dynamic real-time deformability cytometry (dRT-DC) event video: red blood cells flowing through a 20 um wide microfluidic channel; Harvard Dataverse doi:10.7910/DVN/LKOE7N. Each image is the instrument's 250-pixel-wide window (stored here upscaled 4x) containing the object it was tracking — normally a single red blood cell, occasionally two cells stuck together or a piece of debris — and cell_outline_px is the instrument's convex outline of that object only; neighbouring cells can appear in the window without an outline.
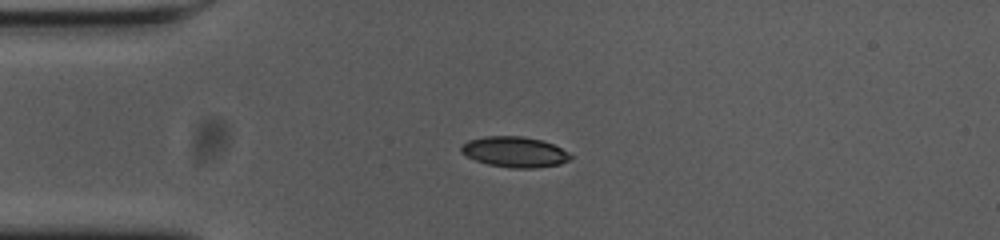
{"species": "common noctule bat (a hibernating species)", "species_latin": "Nyctalus noctula", "temperature_condition": "cold", "stored_images_in_passage": 43, "camera_frame_rate_fps": 3000, "um_per_image_px": 0.085, "animal": {"sex": "female", "body_mass_g": 23.0, "forearm_length_mm": 53.4}, "frame": {"image": 1, "passage_image": 1, "time_ms": 0.0, "image_size_px": [1000, 240], "cell_outline_px": [[572, 160], [560, 164], [536, 168], [512, 168], [488, 164], [476, 160], [460, 152], [460, 148], [468, 140], [484, 136], [520, 136], [540, 140], [552, 144], [568, 152], [572, 156]], "centroid_in_image_um": [43.76, 12.92], "position_along_channel_um": 41.2, "area_um2": 19.36}}
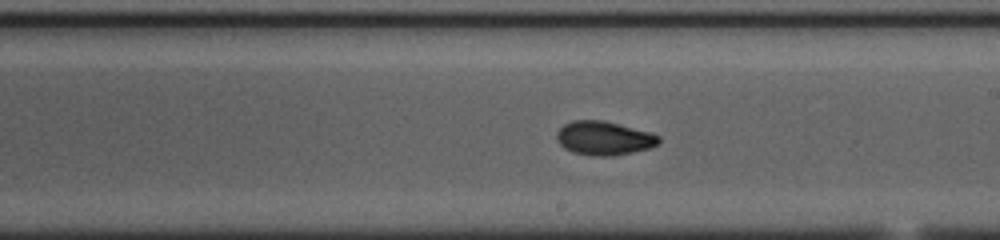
{"frame": {"image": 2, "passage_image": 19, "time_ms": 6.0, "image_size_px": [1000, 240], "cell_outline_px": [[660, 144], [652, 148], [612, 156], [592, 156], [572, 152], [564, 148], [560, 144], [556, 136], [556, 132], [564, 124], [572, 120], [604, 120], [652, 132], [660, 136]], "centroid_in_image_um": [51.37, 11.74], "position_along_channel_um": 237.6, "area_um2": 20.46}}
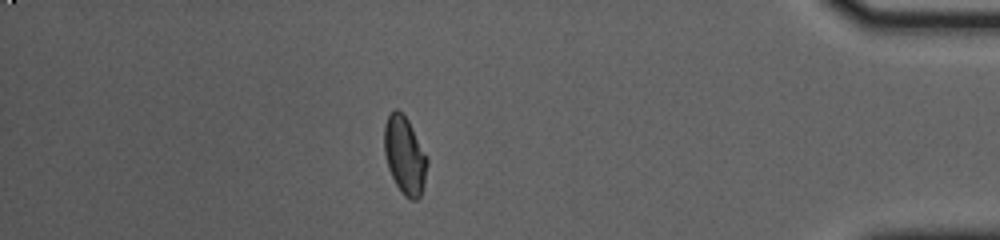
{"frame": {"image": 3, "passage_image": 36, "time_ms": 11.667, "image_size_px": [1000, 240], "cell_outline_px": [[428, 164], [424, 184], [420, 196], [416, 200], [412, 200], [404, 196], [400, 192], [388, 168], [384, 152], [384, 124], [388, 116], [396, 108], [408, 120], [428, 156]], "centroid_in_image_um": [34.41, 13.22], "position_along_channel_um": 400.8, "area_um2": 19.54}, "authors_computed_cell_mechanics": {"area_um2": 19.4786, "velocity_mm_per_s": 3.6535, "shape_relaxation_time_tau1_ms": 5.9488, "shape_relaxation_time_tau2_ms": 2.641, "deformation_change_tau1": 0.1614, "deformation_change_tau2": 0.0633}}